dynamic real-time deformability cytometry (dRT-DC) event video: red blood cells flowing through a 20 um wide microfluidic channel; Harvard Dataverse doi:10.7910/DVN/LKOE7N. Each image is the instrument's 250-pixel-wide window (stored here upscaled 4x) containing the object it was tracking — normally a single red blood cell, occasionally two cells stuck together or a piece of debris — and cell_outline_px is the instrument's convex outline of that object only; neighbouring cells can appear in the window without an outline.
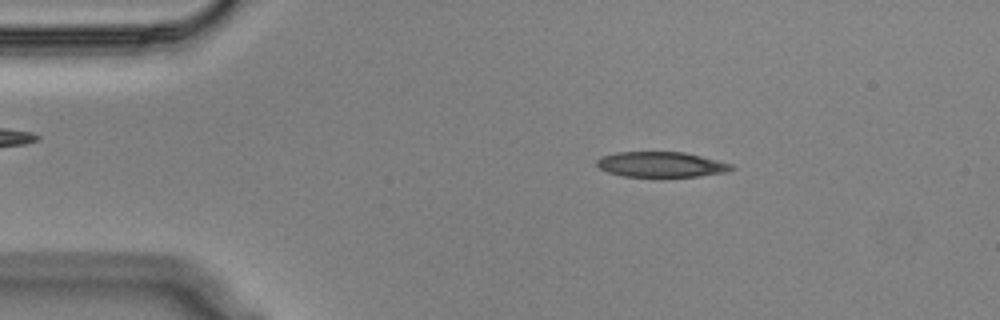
{"species": "Egyptian fruit bat (a non-hibernating species)", "species_latin": "Rousettus aegyptiacus", "temperature_condition": "cold", "stored_images_in_passage": 54, "camera_frame_rate_fps": 3000, "um_per_image_px": 0.085, "animal": {"sex": "male"}, "frame": {"image": 1, "passage_image": 8, "time_ms": 2.333, "image_size_px": [1000, 320], "cell_outline_px": [[736, 168], [728, 172], [700, 176], [624, 176], [608, 172], [600, 168], [596, 164], [596, 160], [600, 156], [616, 152], [684, 152], [732, 164]], "centroid_in_image_um": [56.19, 13.97], "position_along_channel_um": 28.8, "area_um2": 19.77}}
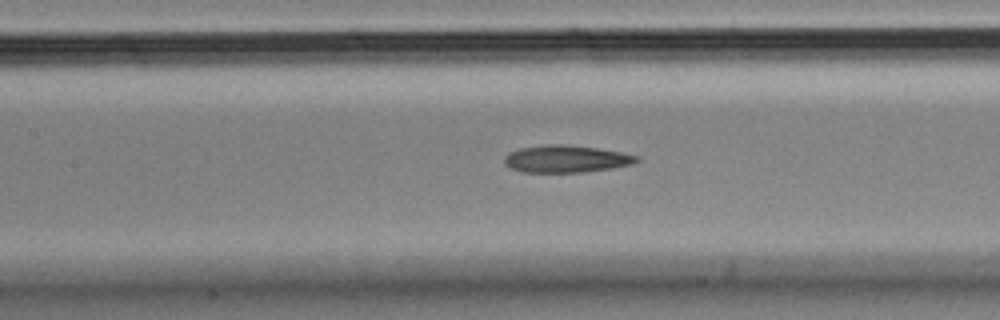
{"frame": {"image": 2, "passage_image": 23, "time_ms": 7.333, "image_size_px": [1000, 320], "cell_outline_px": [[640, 160], [632, 164], [612, 168], [580, 172], [520, 172], [504, 164], [504, 156], [508, 152], [520, 148], [548, 144], [564, 144], [596, 148], [620, 152], [640, 156]], "centroid_in_image_um": [48.1, 13.5], "position_along_channel_um": 159.3, "area_um2": 20.98}}
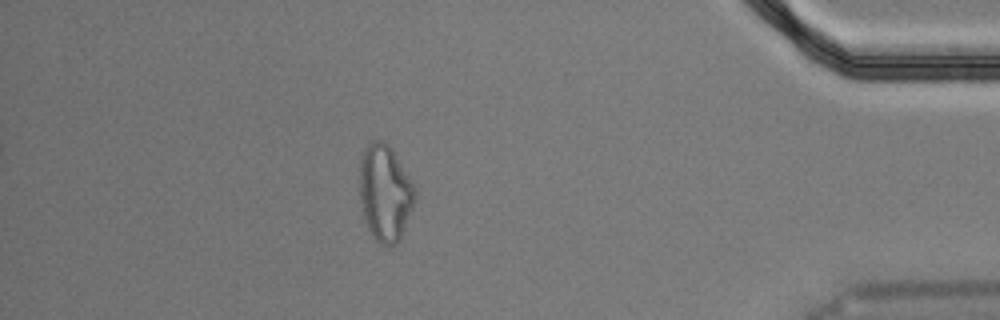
{"frame": {"image": 3, "passage_image": 47, "time_ms": 15.333, "image_size_px": [1000, 320], "cell_outline_px": [[416, 196], [412, 208], [400, 240], [392, 248], [380, 244], [372, 236], [360, 208], [360, 152], [368, 140], [384, 140], [392, 148], [412, 180], [416, 188]], "centroid_in_image_um": [32.71, 16.36], "position_along_channel_um": 402.5, "area_um2": 31.85}, "authors_computed_cell_mechanics": {"area_um2": 21.386, "velocity_mm_per_s": 3.582, "shape_relaxation_time_tau1_ms": null, "shape_relaxation_time_tau2_ms": 3.3335, "deformation_change_tau1": null, "deformation_change_tau2": 0.1376}}